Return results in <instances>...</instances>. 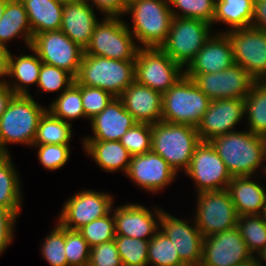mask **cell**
Masks as SVG:
<instances>
[{
  "label": "cell",
  "instance_id": "1",
  "mask_svg": "<svg viewBox=\"0 0 266 266\" xmlns=\"http://www.w3.org/2000/svg\"><path fill=\"white\" fill-rule=\"evenodd\" d=\"M210 142L232 177H251L266 160L263 136L253 134L250 130L229 132Z\"/></svg>",
  "mask_w": 266,
  "mask_h": 266
},
{
  "label": "cell",
  "instance_id": "2",
  "mask_svg": "<svg viewBox=\"0 0 266 266\" xmlns=\"http://www.w3.org/2000/svg\"><path fill=\"white\" fill-rule=\"evenodd\" d=\"M42 108L29 95H14L0 116V155H9L8 143L33 145L37 127L43 114Z\"/></svg>",
  "mask_w": 266,
  "mask_h": 266
},
{
  "label": "cell",
  "instance_id": "3",
  "mask_svg": "<svg viewBox=\"0 0 266 266\" xmlns=\"http://www.w3.org/2000/svg\"><path fill=\"white\" fill-rule=\"evenodd\" d=\"M75 81L79 85L100 88L114 97H120L135 81V60L83 54Z\"/></svg>",
  "mask_w": 266,
  "mask_h": 266
},
{
  "label": "cell",
  "instance_id": "4",
  "mask_svg": "<svg viewBox=\"0 0 266 266\" xmlns=\"http://www.w3.org/2000/svg\"><path fill=\"white\" fill-rule=\"evenodd\" d=\"M200 142L196 127L164 121L152 124L151 150L176 172L182 167L185 171L188 169Z\"/></svg>",
  "mask_w": 266,
  "mask_h": 266
},
{
  "label": "cell",
  "instance_id": "5",
  "mask_svg": "<svg viewBox=\"0 0 266 266\" xmlns=\"http://www.w3.org/2000/svg\"><path fill=\"white\" fill-rule=\"evenodd\" d=\"M168 0H132L126 13L132 14L134 38L142 48H160L165 42L173 19Z\"/></svg>",
  "mask_w": 266,
  "mask_h": 266
},
{
  "label": "cell",
  "instance_id": "6",
  "mask_svg": "<svg viewBox=\"0 0 266 266\" xmlns=\"http://www.w3.org/2000/svg\"><path fill=\"white\" fill-rule=\"evenodd\" d=\"M211 100L185 75L162 95L161 121L196 127Z\"/></svg>",
  "mask_w": 266,
  "mask_h": 266
},
{
  "label": "cell",
  "instance_id": "7",
  "mask_svg": "<svg viewBox=\"0 0 266 266\" xmlns=\"http://www.w3.org/2000/svg\"><path fill=\"white\" fill-rule=\"evenodd\" d=\"M98 22L84 54L115 60H135L138 47L129 26L119 17H104Z\"/></svg>",
  "mask_w": 266,
  "mask_h": 266
},
{
  "label": "cell",
  "instance_id": "8",
  "mask_svg": "<svg viewBox=\"0 0 266 266\" xmlns=\"http://www.w3.org/2000/svg\"><path fill=\"white\" fill-rule=\"evenodd\" d=\"M211 25L198 19L173 17L169 33L160 49L182 67L188 66L211 37Z\"/></svg>",
  "mask_w": 266,
  "mask_h": 266
},
{
  "label": "cell",
  "instance_id": "9",
  "mask_svg": "<svg viewBox=\"0 0 266 266\" xmlns=\"http://www.w3.org/2000/svg\"><path fill=\"white\" fill-rule=\"evenodd\" d=\"M184 72L182 66L160 48L140 47L136 53L135 80L162 95L185 75Z\"/></svg>",
  "mask_w": 266,
  "mask_h": 266
},
{
  "label": "cell",
  "instance_id": "10",
  "mask_svg": "<svg viewBox=\"0 0 266 266\" xmlns=\"http://www.w3.org/2000/svg\"><path fill=\"white\" fill-rule=\"evenodd\" d=\"M195 224L203 237L237 227L238 214L229 191H205L198 193Z\"/></svg>",
  "mask_w": 266,
  "mask_h": 266
},
{
  "label": "cell",
  "instance_id": "11",
  "mask_svg": "<svg viewBox=\"0 0 266 266\" xmlns=\"http://www.w3.org/2000/svg\"><path fill=\"white\" fill-rule=\"evenodd\" d=\"M30 47L43 63L63 69L74 78L78 75L84 49L61 30L33 35Z\"/></svg>",
  "mask_w": 266,
  "mask_h": 266
},
{
  "label": "cell",
  "instance_id": "12",
  "mask_svg": "<svg viewBox=\"0 0 266 266\" xmlns=\"http://www.w3.org/2000/svg\"><path fill=\"white\" fill-rule=\"evenodd\" d=\"M232 44L234 63L256 81L266 80V31L252 26L225 32Z\"/></svg>",
  "mask_w": 266,
  "mask_h": 266
},
{
  "label": "cell",
  "instance_id": "13",
  "mask_svg": "<svg viewBox=\"0 0 266 266\" xmlns=\"http://www.w3.org/2000/svg\"><path fill=\"white\" fill-rule=\"evenodd\" d=\"M212 101L216 99H245L256 81L242 66L233 64L216 73L185 74Z\"/></svg>",
  "mask_w": 266,
  "mask_h": 266
},
{
  "label": "cell",
  "instance_id": "14",
  "mask_svg": "<svg viewBox=\"0 0 266 266\" xmlns=\"http://www.w3.org/2000/svg\"><path fill=\"white\" fill-rule=\"evenodd\" d=\"M185 172L195 181L197 193L226 190L232 179L210 141H201L196 146L190 166Z\"/></svg>",
  "mask_w": 266,
  "mask_h": 266
},
{
  "label": "cell",
  "instance_id": "15",
  "mask_svg": "<svg viewBox=\"0 0 266 266\" xmlns=\"http://www.w3.org/2000/svg\"><path fill=\"white\" fill-rule=\"evenodd\" d=\"M254 258L237 227L203 238L200 266H239Z\"/></svg>",
  "mask_w": 266,
  "mask_h": 266
},
{
  "label": "cell",
  "instance_id": "16",
  "mask_svg": "<svg viewBox=\"0 0 266 266\" xmlns=\"http://www.w3.org/2000/svg\"><path fill=\"white\" fill-rule=\"evenodd\" d=\"M112 200L111 195L106 193L91 190L79 192L66 201L58 223L67 229L79 230L112 211Z\"/></svg>",
  "mask_w": 266,
  "mask_h": 266
},
{
  "label": "cell",
  "instance_id": "17",
  "mask_svg": "<svg viewBox=\"0 0 266 266\" xmlns=\"http://www.w3.org/2000/svg\"><path fill=\"white\" fill-rule=\"evenodd\" d=\"M158 222L163 232L173 243L179 254L180 261L185 266H200L202 260L203 236L194 223V227L187 222L156 209Z\"/></svg>",
  "mask_w": 266,
  "mask_h": 266
},
{
  "label": "cell",
  "instance_id": "18",
  "mask_svg": "<svg viewBox=\"0 0 266 266\" xmlns=\"http://www.w3.org/2000/svg\"><path fill=\"white\" fill-rule=\"evenodd\" d=\"M245 114L244 99L226 98L212 100L207 111L197 126L201 141L234 132L232 128L239 123Z\"/></svg>",
  "mask_w": 266,
  "mask_h": 266
},
{
  "label": "cell",
  "instance_id": "19",
  "mask_svg": "<svg viewBox=\"0 0 266 266\" xmlns=\"http://www.w3.org/2000/svg\"><path fill=\"white\" fill-rule=\"evenodd\" d=\"M176 171L152 150L131 157L127 176L145 190L157 192L171 183Z\"/></svg>",
  "mask_w": 266,
  "mask_h": 266
},
{
  "label": "cell",
  "instance_id": "20",
  "mask_svg": "<svg viewBox=\"0 0 266 266\" xmlns=\"http://www.w3.org/2000/svg\"><path fill=\"white\" fill-rule=\"evenodd\" d=\"M234 63L233 48L226 33L211 36L184 70L185 74L216 73Z\"/></svg>",
  "mask_w": 266,
  "mask_h": 266
},
{
  "label": "cell",
  "instance_id": "21",
  "mask_svg": "<svg viewBox=\"0 0 266 266\" xmlns=\"http://www.w3.org/2000/svg\"><path fill=\"white\" fill-rule=\"evenodd\" d=\"M136 123L138 122L125 109L122 100L114 97L101 113L91 119L94 136L84 140L120 141Z\"/></svg>",
  "mask_w": 266,
  "mask_h": 266
},
{
  "label": "cell",
  "instance_id": "22",
  "mask_svg": "<svg viewBox=\"0 0 266 266\" xmlns=\"http://www.w3.org/2000/svg\"><path fill=\"white\" fill-rule=\"evenodd\" d=\"M84 0L64 3L60 30L82 49L90 43L95 26L99 22L93 11V4Z\"/></svg>",
  "mask_w": 266,
  "mask_h": 266
},
{
  "label": "cell",
  "instance_id": "23",
  "mask_svg": "<svg viewBox=\"0 0 266 266\" xmlns=\"http://www.w3.org/2000/svg\"><path fill=\"white\" fill-rule=\"evenodd\" d=\"M119 98L137 122L154 124L161 121L162 94L160 92L135 80Z\"/></svg>",
  "mask_w": 266,
  "mask_h": 266
},
{
  "label": "cell",
  "instance_id": "24",
  "mask_svg": "<svg viewBox=\"0 0 266 266\" xmlns=\"http://www.w3.org/2000/svg\"><path fill=\"white\" fill-rule=\"evenodd\" d=\"M113 213L115 235L150 240L159 227L152 212L139 204L118 207Z\"/></svg>",
  "mask_w": 266,
  "mask_h": 266
},
{
  "label": "cell",
  "instance_id": "25",
  "mask_svg": "<svg viewBox=\"0 0 266 266\" xmlns=\"http://www.w3.org/2000/svg\"><path fill=\"white\" fill-rule=\"evenodd\" d=\"M250 176L232 177L227 190L238 216L260 215L266 203L264 188Z\"/></svg>",
  "mask_w": 266,
  "mask_h": 266
},
{
  "label": "cell",
  "instance_id": "26",
  "mask_svg": "<svg viewBox=\"0 0 266 266\" xmlns=\"http://www.w3.org/2000/svg\"><path fill=\"white\" fill-rule=\"evenodd\" d=\"M28 14L32 34L60 30L64 3L59 0H20Z\"/></svg>",
  "mask_w": 266,
  "mask_h": 266
},
{
  "label": "cell",
  "instance_id": "27",
  "mask_svg": "<svg viewBox=\"0 0 266 266\" xmlns=\"http://www.w3.org/2000/svg\"><path fill=\"white\" fill-rule=\"evenodd\" d=\"M83 146L101 169L127 173L132 156L120 141L84 140Z\"/></svg>",
  "mask_w": 266,
  "mask_h": 266
},
{
  "label": "cell",
  "instance_id": "28",
  "mask_svg": "<svg viewBox=\"0 0 266 266\" xmlns=\"http://www.w3.org/2000/svg\"><path fill=\"white\" fill-rule=\"evenodd\" d=\"M22 34L30 47L33 34L26 9L20 0H9L0 19V45L6 47L7 41Z\"/></svg>",
  "mask_w": 266,
  "mask_h": 266
},
{
  "label": "cell",
  "instance_id": "29",
  "mask_svg": "<svg viewBox=\"0 0 266 266\" xmlns=\"http://www.w3.org/2000/svg\"><path fill=\"white\" fill-rule=\"evenodd\" d=\"M33 53L32 55H20L16 59L13 55H10L9 60V77H15V84L8 86L14 92L15 95H29L27 85L38 84L39 74L41 70L42 61L38 57L37 53L29 47ZM35 55V56H34ZM19 81V82H18Z\"/></svg>",
  "mask_w": 266,
  "mask_h": 266
},
{
  "label": "cell",
  "instance_id": "30",
  "mask_svg": "<svg viewBox=\"0 0 266 266\" xmlns=\"http://www.w3.org/2000/svg\"><path fill=\"white\" fill-rule=\"evenodd\" d=\"M254 0H215L214 22H224L233 29L251 26Z\"/></svg>",
  "mask_w": 266,
  "mask_h": 266
},
{
  "label": "cell",
  "instance_id": "31",
  "mask_svg": "<svg viewBox=\"0 0 266 266\" xmlns=\"http://www.w3.org/2000/svg\"><path fill=\"white\" fill-rule=\"evenodd\" d=\"M10 158V154L0 155V207L20 211V181Z\"/></svg>",
  "mask_w": 266,
  "mask_h": 266
},
{
  "label": "cell",
  "instance_id": "32",
  "mask_svg": "<svg viewBox=\"0 0 266 266\" xmlns=\"http://www.w3.org/2000/svg\"><path fill=\"white\" fill-rule=\"evenodd\" d=\"M264 82V83H263ZM245 114L248 113L249 129L253 134L266 135V80L255 81L244 99Z\"/></svg>",
  "mask_w": 266,
  "mask_h": 266
},
{
  "label": "cell",
  "instance_id": "33",
  "mask_svg": "<svg viewBox=\"0 0 266 266\" xmlns=\"http://www.w3.org/2000/svg\"><path fill=\"white\" fill-rule=\"evenodd\" d=\"M71 136V124L53 116L47 110L39 121L33 145H69Z\"/></svg>",
  "mask_w": 266,
  "mask_h": 266
},
{
  "label": "cell",
  "instance_id": "34",
  "mask_svg": "<svg viewBox=\"0 0 266 266\" xmlns=\"http://www.w3.org/2000/svg\"><path fill=\"white\" fill-rule=\"evenodd\" d=\"M237 228L251 254L266 246V224L260 215L239 216Z\"/></svg>",
  "mask_w": 266,
  "mask_h": 266
},
{
  "label": "cell",
  "instance_id": "35",
  "mask_svg": "<svg viewBox=\"0 0 266 266\" xmlns=\"http://www.w3.org/2000/svg\"><path fill=\"white\" fill-rule=\"evenodd\" d=\"M154 266H185L179 258L172 241L160 230L150 239L148 264Z\"/></svg>",
  "mask_w": 266,
  "mask_h": 266
},
{
  "label": "cell",
  "instance_id": "36",
  "mask_svg": "<svg viewBox=\"0 0 266 266\" xmlns=\"http://www.w3.org/2000/svg\"><path fill=\"white\" fill-rule=\"evenodd\" d=\"M48 111L64 121L85 117L81 90L73 83L67 90L61 92Z\"/></svg>",
  "mask_w": 266,
  "mask_h": 266
},
{
  "label": "cell",
  "instance_id": "37",
  "mask_svg": "<svg viewBox=\"0 0 266 266\" xmlns=\"http://www.w3.org/2000/svg\"><path fill=\"white\" fill-rule=\"evenodd\" d=\"M115 242L123 266H148V245L150 240L115 235Z\"/></svg>",
  "mask_w": 266,
  "mask_h": 266
},
{
  "label": "cell",
  "instance_id": "38",
  "mask_svg": "<svg viewBox=\"0 0 266 266\" xmlns=\"http://www.w3.org/2000/svg\"><path fill=\"white\" fill-rule=\"evenodd\" d=\"M168 2L182 12L179 15L172 10L173 17L198 19L213 24L215 0H168Z\"/></svg>",
  "mask_w": 266,
  "mask_h": 266
},
{
  "label": "cell",
  "instance_id": "39",
  "mask_svg": "<svg viewBox=\"0 0 266 266\" xmlns=\"http://www.w3.org/2000/svg\"><path fill=\"white\" fill-rule=\"evenodd\" d=\"M152 124L136 123L121 137V144L131 156L151 151Z\"/></svg>",
  "mask_w": 266,
  "mask_h": 266
},
{
  "label": "cell",
  "instance_id": "40",
  "mask_svg": "<svg viewBox=\"0 0 266 266\" xmlns=\"http://www.w3.org/2000/svg\"><path fill=\"white\" fill-rule=\"evenodd\" d=\"M110 213L91 221L78 230L90 247L115 239L114 217L109 216Z\"/></svg>",
  "mask_w": 266,
  "mask_h": 266
},
{
  "label": "cell",
  "instance_id": "41",
  "mask_svg": "<svg viewBox=\"0 0 266 266\" xmlns=\"http://www.w3.org/2000/svg\"><path fill=\"white\" fill-rule=\"evenodd\" d=\"M91 247L78 230L65 228V255L67 266H86Z\"/></svg>",
  "mask_w": 266,
  "mask_h": 266
},
{
  "label": "cell",
  "instance_id": "42",
  "mask_svg": "<svg viewBox=\"0 0 266 266\" xmlns=\"http://www.w3.org/2000/svg\"><path fill=\"white\" fill-rule=\"evenodd\" d=\"M42 254L51 266H67L65 255V227L59 223L56 228L46 237Z\"/></svg>",
  "mask_w": 266,
  "mask_h": 266
},
{
  "label": "cell",
  "instance_id": "43",
  "mask_svg": "<svg viewBox=\"0 0 266 266\" xmlns=\"http://www.w3.org/2000/svg\"><path fill=\"white\" fill-rule=\"evenodd\" d=\"M75 81V78L68 72L53 65L42 63L39 74L38 85L45 92H64ZM63 86L65 87L64 89Z\"/></svg>",
  "mask_w": 266,
  "mask_h": 266
},
{
  "label": "cell",
  "instance_id": "44",
  "mask_svg": "<svg viewBox=\"0 0 266 266\" xmlns=\"http://www.w3.org/2000/svg\"><path fill=\"white\" fill-rule=\"evenodd\" d=\"M74 84L81 90L85 117L90 120L95 115L101 113L114 98V96L103 89L79 85L76 81H74Z\"/></svg>",
  "mask_w": 266,
  "mask_h": 266
},
{
  "label": "cell",
  "instance_id": "45",
  "mask_svg": "<svg viewBox=\"0 0 266 266\" xmlns=\"http://www.w3.org/2000/svg\"><path fill=\"white\" fill-rule=\"evenodd\" d=\"M38 147V159L43 167L56 170L63 167L69 159V145L45 144L33 145Z\"/></svg>",
  "mask_w": 266,
  "mask_h": 266
},
{
  "label": "cell",
  "instance_id": "46",
  "mask_svg": "<svg viewBox=\"0 0 266 266\" xmlns=\"http://www.w3.org/2000/svg\"><path fill=\"white\" fill-rule=\"evenodd\" d=\"M90 266H123L115 240L91 247Z\"/></svg>",
  "mask_w": 266,
  "mask_h": 266
},
{
  "label": "cell",
  "instance_id": "47",
  "mask_svg": "<svg viewBox=\"0 0 266 266\" xmlns=\"http://www.w3.org/2000/svg\"><path fill=\"white\" fill-rule=\"evenodd\" d=\"M19 211H10L0 207V254L7 248L13 238V226Z\"/></svg>",
  "mask_w": 266,
  "mask_h": 266
},
{
  "label": "cell",
  "instance_id": "48",
  "mask_svg": "<svg viewBox=\"0 0 266 266\" xmlns=\"http://www.w3.org/2000/svg\"><path fill=\"white\" fill-rule=\"evenodd\" d=\"M88 3V0H84ZM100 11L105 13V17H119L126 14V4L122 0H90Z\"/></svg>",
  "mask_w": 266,
  "mask_h": 266
},
{
  "label": "cell",
  "instance_id": "49",
  "mask_svg": "<svg viewBox=\"0 0 266 266\" xmlns=\"http://www.w3.org/2000/svg\"><path fill=\"white\" fill-rule=\"evenodd\" d=\"M251 26L266 31V0H254Z\"/></svg>",
  "mask_w": 266,
  "mask_h": 266
},
{
  "label": "cell",
  "instance_id": "50",
  "mask_svg": "<svg viewBox=\"0 0 266 266\" xmlns=\"http://www.w3.org/2000/svg\"><path fill=\"white\" fill-rule=\"evenodd\" d=\"M10 51L7 47L0 45V78L9 76V60H10ZM0 83H7V81H1Z\"/></svg>",
  "mask_w": 266,
  "mask_h": 266
},
{
  "label": "cell",
  "instance_id": "51",
  "mask_svg": "<svg viewBox=\"0 0 266 266\" xmlns=\"http://www.w3.org/2000/svg\"><path fill=\"white\" fill-rule=\"evenodd\" d=\"M14 92L6 83H0V116L6 110L8 103L14 96Z\"/></svg>",
  "mask_w": 266,
  "mask_h": 266
},
{
  "label": "cell",
  "instance_id": "52",
  "mask_svg": "<svg viewBox=\"0 0 266 266\" xmlns=\"http://www.w3.org/2000/svg\"><path fill=\"white\" fill-rule=\"evenodd\" d=\"M260 261H258L257 257L254 258V260L252 262H249V263H246V264H242V265H239V266H262L261 265V259H259Z\"/></svg>",
  "mask_w": 266,
  "mask_h": 266
},
{
  "label": "cell",
  "instance_id": "53",
  "mask_svg": "<svg viewBox=\"0 0 266 266\" xmlns=\"http://www.w3.org/2000/svg\"><path fill=\"white\" fill-rule=\"evenodd\" d=\"M9 0H0V19L3 15V12L5 10L6 4Z\"/></svg>",
  "mask_w": 266,
  "mask_h": 266
},
{
  "label": "cell",
  "instance_id": "54",
  "mask_svg": "<svg viewBox=\"0 0 266 266\" xmlns=\"http://www.w3.org/2000/svg\"><path fill=\"white\" fill-rule=\"evenodd\" d=\"M260 216L262 217L263 222L266 224V203H265V205L262 208Z\"/></svg>",
  "mask_w": 266,
  "mask_h": 266
},
{
  "label": "cell",
  "instance_id": "55",
  "mask_svg": "<svg viewBox=\"0 0 266 266\" xmlns=\"http://www.w3.org/2000/svg\"><path fill=\"white\" fill-rule=\"evenodd\" d=\"M259 257L266 261V246L258 253Z\"/></svg>",
  "mask_w": 266,
  "mask_h": 266
},
{
  "label": "cell",
  "instance_id": "56",
  "mask_svg": "<svg viewBox=\"0 0 266 266\" xmlns=\"http://www.w3.org/2000/svg\"><path fill=\"white\" fill-rule=\"evenodd\" d=\"M263 140H264V145H265V156H266V135L263 136Z\"/></svg>",
  "mask_w": 266,
  "mask_h": 266
},
{
  "label": "cell",
  "instance_id": "57",
  "mask_svg": "<svg viewBox=\"0 0 266 266\" xmlns=\"http://www.w3.org/2000/svg\"><path fill=\"white\" fill-rule=\"evenodd\" d=\"M126 5L131 2L132 0H122Z\"/></svg>",
  "mask_w": 266,
  "mask_h": 266
},
{
  "label": "cell",
  "instance_id": "58",
  "mask_svg": "<svg viewBox=\"0 0 266 266\" xmlns=\"http://www.w3.org/2000/svg\"><path fill=\"white\" fill-rule=\"evenodd\" d=\"M59 1L65 3V2H68V1H71V0H59Z\"/></svg>",
  "mask_w": 266,
  "mask_h": 266
}]
</instances>
